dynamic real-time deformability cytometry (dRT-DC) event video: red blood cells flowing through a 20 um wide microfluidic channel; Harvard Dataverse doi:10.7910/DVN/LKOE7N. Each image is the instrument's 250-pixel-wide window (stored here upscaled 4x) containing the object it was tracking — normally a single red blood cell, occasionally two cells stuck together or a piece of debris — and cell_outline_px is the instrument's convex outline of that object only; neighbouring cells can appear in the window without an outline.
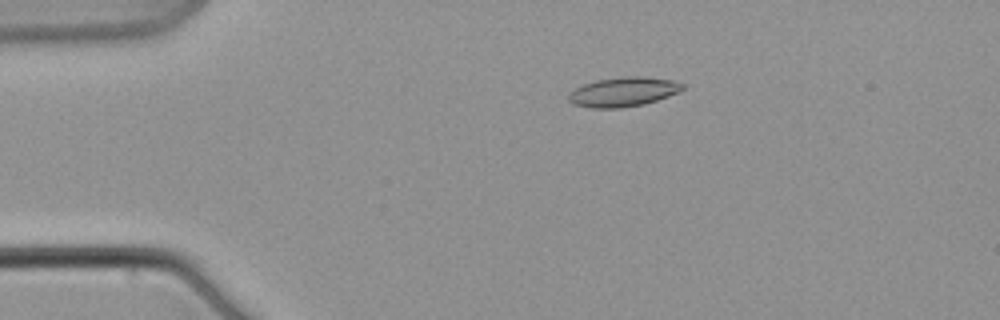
{"species": "common noctule bat (a hibernating species)", "species_latin": "Nyctalus noctula", "temperature_condition": "warm", "stored_images_in_passage": 8, "camera_frame_rate_fps": 3000, "um_per_image_px": 0.085, "animal": {"sex": "male", "body_mass_g": 21.5, "forearm_length_mm": 52.0}, "frame": {"image": 1, "passage_image": 4, "time_ms": 4.333, "image_size_px": [1000, 320], "cell_outline_px": [[684, 88], [668, 96], [644, 104], [620, 108], [592, 108], [576, 104], [568, 100], [568, 96], [576, 88], [584, 84], [596, 80], [624, 76], [640, 76], [672, 80], [684, 84]], "centroid_in_image_um": [52.98, 7.8], "position_along_channel_um": 32.0, "area_um2": 19.25}}
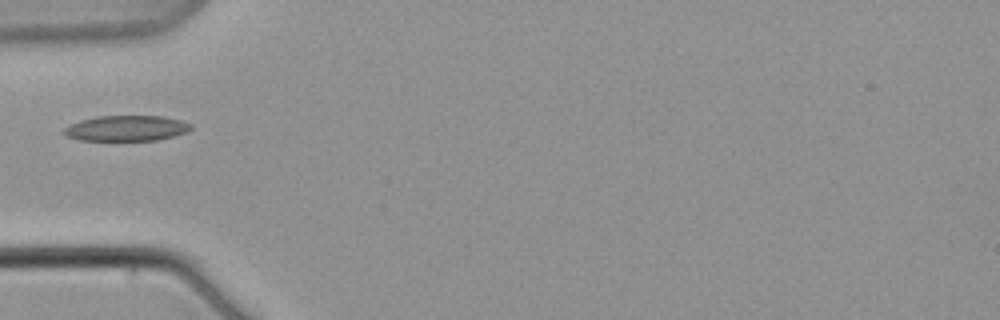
{"frame": {"image": 2, "passage_image": 6, "time_ms": 7.667, "image_size_px": [1000, 320], "cell_outline_px": [[192, 128], [188, 132], [156, 140], [80, 140], [64, 136], [60, 132], [68, 124], [80, 120], [96, 116], [160, 116], [180, 120], [192, 124]], "centroid_in_image_um": [10.68, 10.9], "position_along_channel_um": 74.3, "area_um2": 19.02}}
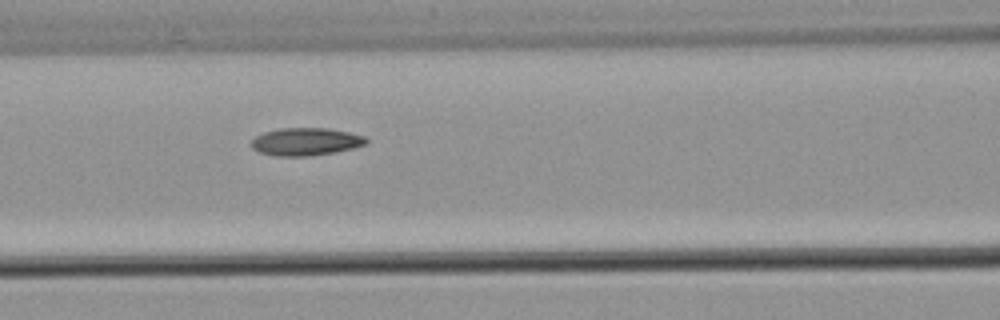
{"frame": {"image": 3, "passage_image": 8, "time_ms": 10.0, "image_size_px": [1000, 320], "cell_outline_px": [[368, 144], [336, 152], [308, 156], [276, 156], [260, 152], [252, 148], [252, 140], [256, 136], [264, 132], [280, 128], [328, 128], [348, 132], [364, 136], [368, 140]], "centroid_in_image_um": [26.01, 12.04], "position_along_channel_um": 140.6, "area_um2": 18.5}}